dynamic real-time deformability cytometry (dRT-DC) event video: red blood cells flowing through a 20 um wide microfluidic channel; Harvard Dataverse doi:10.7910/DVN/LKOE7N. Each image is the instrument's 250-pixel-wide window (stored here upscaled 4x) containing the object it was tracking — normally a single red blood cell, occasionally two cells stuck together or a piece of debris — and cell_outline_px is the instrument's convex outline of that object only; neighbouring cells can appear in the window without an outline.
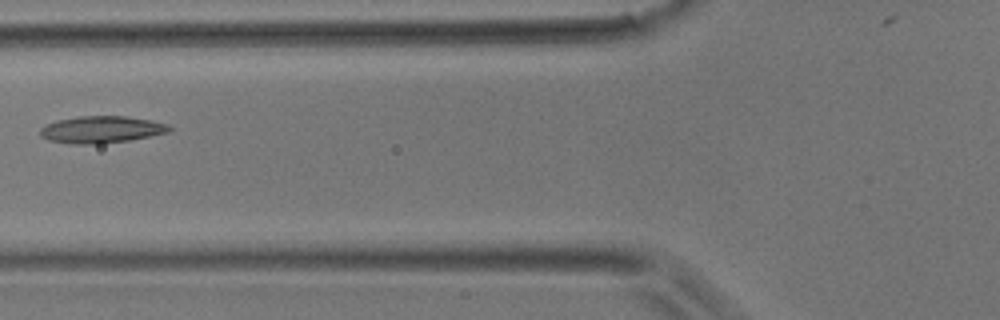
{"species": "common noctule bat (a hibernating species)", "species_latin": "Nyctalus noctula", "temperature_condition": "room temperature", "stored_images_in_passage": 4, "camera_frame_rate_fps": 3000, "um_per_image_px": 0.085, "animal": {"sex": "male", "body_mass_g": 17.9}, "frame": {"image": 1, "passage_image": 4, "time_ms": 1.0, "image_size_px": [1000, 320], "cell_outline_px": [[172, 128], [168, 132], [128, 140], [100, 144], [68, 144], [48, 140], [40, 136], [40, 128], [44, 124], [56, 120], [80, 116], [124, 116], [152, 120], [168, 124]], "centroid_in_image_um": [8.56, 11.01], "position_along_channel_um": 117.2, "area_um2": 20.4}}